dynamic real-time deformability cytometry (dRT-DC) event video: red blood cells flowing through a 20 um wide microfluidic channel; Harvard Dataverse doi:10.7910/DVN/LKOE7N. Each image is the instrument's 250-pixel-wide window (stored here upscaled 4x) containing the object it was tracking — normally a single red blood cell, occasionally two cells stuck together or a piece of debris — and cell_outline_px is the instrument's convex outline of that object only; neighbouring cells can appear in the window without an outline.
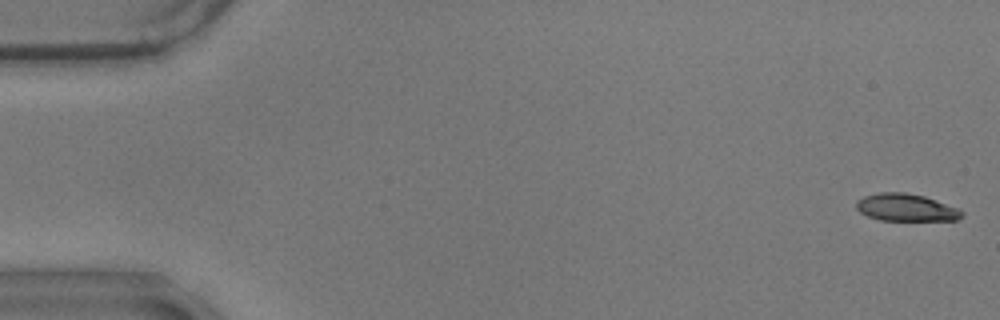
{"species": "common noctule bat (a hibernating species)", "species_latin": "Nyctalus noctula", "temperature_condition": "warm", "stored_images_in_passage": 17, "camera_frame_rate_fps": 3000, "um_per_image_px": 0.085, "animal": {"sex": "male", "body_mass_g": 17.9}, "frame": {"image": 1, "passage_image": 2, "time_ms": 0.333, "image_size_px": [1000, 320], "cell_outline_px": [[964, 216], [956, 220], [880, 220], [868, 216], [860, 212], [856, 208], [856, 200], [864, 196], [880, 192], [904, 192], [924, 196], [960, 208], [964, 212]], "centroid_in_image_um": [77.03, 17.63], "position_along_channel_um": 8.0, "area_um2": 16.94}}
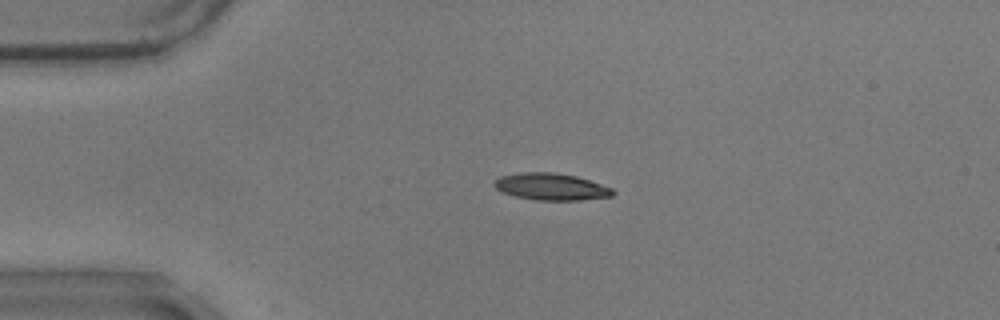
{"frame": {"image": 2, "passage_image": 14, "time_ms": 4.333, "image_size_px": [1000, 320], "cell_outline_px": [[616, 192], [612, 196], [580, 200], [536, 200], [516, 196], [504, 192], [496, 188], [492, 184], [500, 176], [524, 172], [552, 172], [576, 176], [612, 188]], "centroid_in_image_um": [46.86, 15.87], "position_along_channel_um": 38.1, "area_um2": 18.38}}